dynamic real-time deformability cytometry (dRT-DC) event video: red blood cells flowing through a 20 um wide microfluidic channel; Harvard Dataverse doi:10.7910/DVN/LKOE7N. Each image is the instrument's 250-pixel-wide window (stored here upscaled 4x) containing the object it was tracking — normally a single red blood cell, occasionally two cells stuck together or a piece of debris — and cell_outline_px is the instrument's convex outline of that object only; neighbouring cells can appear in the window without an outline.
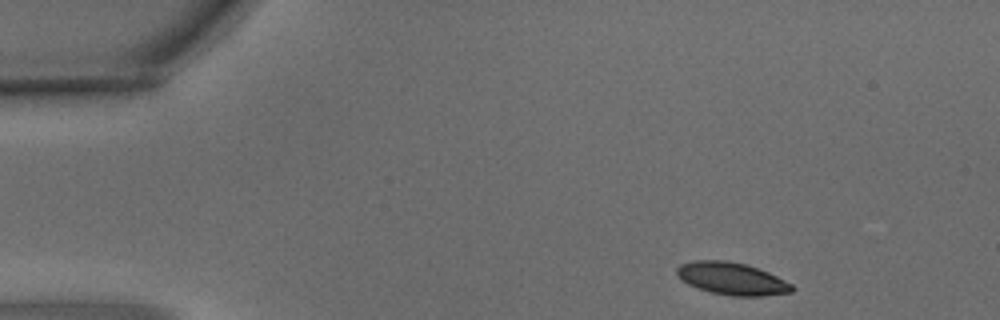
{"species": "common noctule bat (a hibernating species)", "species_latin": "Nyctalus noctula", "temperature_condition": "warm", "stored_images_in_passage": 6, "camera_frame_rate_fps": 3000, "um_per_image_px": 0.085, "animal": {"sex": "male", "body_mass_g": 15.6}, "frame": {"image": 1, "passage_image": 1, "time_ms": 0.0, "image_size_px": [1000, 320], "cell_outline_px": [[796, 288], [792, 292], [764, 296], [732, 296], [712, 292], [688, 284], [680, 280], [676, 272], [676, 268], [680, 264], [692, 260], [724, 260], [744, 264], [768, 272], [792, 284]], "centroid_in_image_um": [62.2, 23.68], "position_along_channel_um": 22.8, "area_um2": 21.68}}
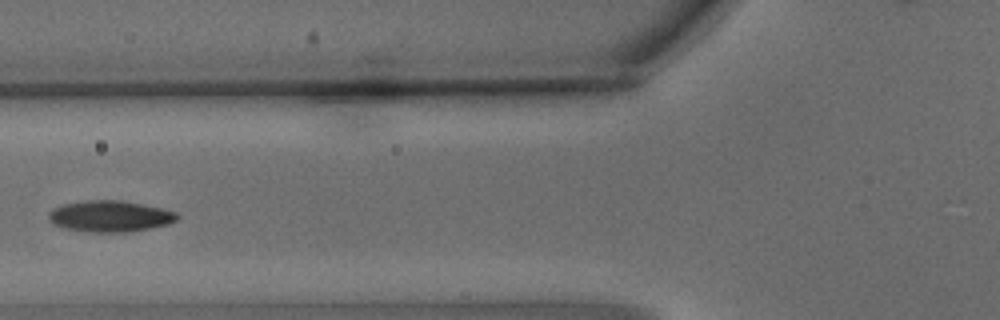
{"frame": {"image": 2, "passage_image": 5, "time_ms": 1.333, "image_size_px": [1000, 320], "cell_outline_px": [[180, 216], [176, 220], [168, 224], [128, 232], [84, 232], [64, 228], [52, 224], [48, 220], [48, 212], [64, 204], [88, 200], [120, 200], [160, 208], [176, 212]], "centroid_in_image_um": [9.31, 18.39], "position_along_channel_um": 116.5, "area_um2": 23.29}}
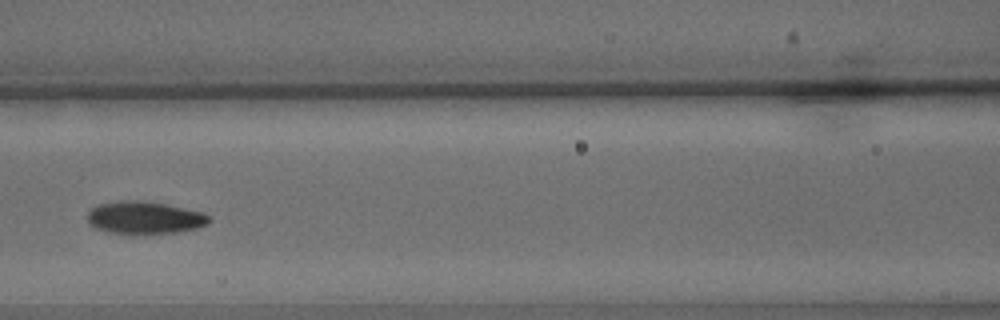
{"frame": {"image": 3, "passage_image": 6, "time_ms": 1.667, "image_size_px": [1000, 320], "cell_outline_px": [[212, 220], [208, 224], [196, 228], [176, 232], [144, 236], [128, 236], [108, 232], [92, 228], [88, 224], [88, 212], [96, 204], [128, 200], [144, 200], [204, 212], [212, 216]], "centroid_in_image_um": [12.27, 18.54], "position_along_channel_um": 154.3, "area_um2": 24.04}}